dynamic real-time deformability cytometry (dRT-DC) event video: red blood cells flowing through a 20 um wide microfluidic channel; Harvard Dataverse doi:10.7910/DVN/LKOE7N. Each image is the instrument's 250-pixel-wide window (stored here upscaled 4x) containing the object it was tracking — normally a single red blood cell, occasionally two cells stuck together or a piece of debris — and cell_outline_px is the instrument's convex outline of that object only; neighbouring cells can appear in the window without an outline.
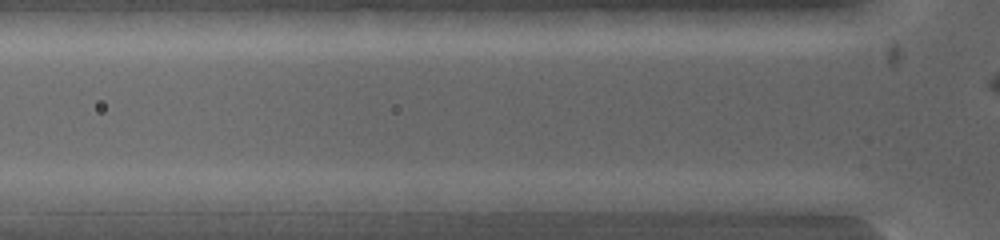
{"species": "common noctule bat (a hibernating species)", "species_latin": "Nyctalus noctula", "temperature_condition": "warm", "stored_images_in_passage": 3, "camera_frame_rate_fps": 5000, "um_per_image_px": 0.085, "animal": {"sex": "female", "body_mass_g": 19.0, "forearm_length_mm": 53.3}, "frame": {"image": 1, "passage_image": 3, "time_ms": 0.4, "image_size_px": [1000, 240], "cell_outline_px": [[620, 200], [612, 212], [516, 212], [496, 200], [536, 192]], "centroid_in_image_um": [47.44, 17.29], "position_along_channel_um": 78.4, "area_um2": 13.12}}